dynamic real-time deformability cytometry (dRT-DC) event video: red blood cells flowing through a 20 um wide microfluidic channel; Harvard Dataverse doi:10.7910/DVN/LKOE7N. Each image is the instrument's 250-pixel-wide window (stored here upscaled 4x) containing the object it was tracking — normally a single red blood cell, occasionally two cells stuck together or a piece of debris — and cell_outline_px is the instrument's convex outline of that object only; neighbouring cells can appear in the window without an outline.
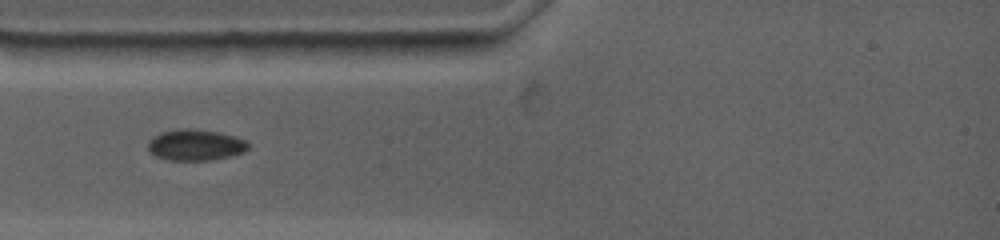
{"species": "common noctule bat (a hibernating species)", "species_latin": "Nyctalus noctula", "temperature_condition": "warm", "stored_images_in_passage": 55, "camera_frame_rate_fps": 4500, "um_per_image_px": 0.085, "animal": {"sex": "female", "body_mass_g": 19.0, "forearm_length_mm": 53.3}, "frame": {"image": 1, "passage_image": 1, "time_ms": 0.0, "image_size_px": [1000, 240], "cell_outline_px": [[248, 148], [244, 152], [212, 160], [168, 160], [156, 156], [148, 148], [148, 140], [152, 136], [160, 132], [184, 128], [188, 128], [220, 132], [244, 140], [248, 144]], "centroid_in_image_um": [16.58, 12.31], "position_along_channel_um": 68.4, "area_um2": 18.03}}
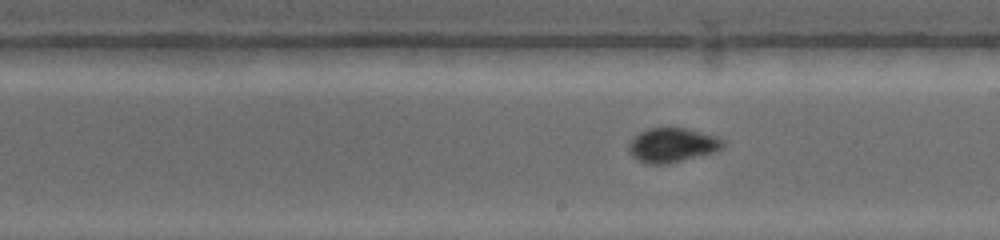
{"frame": {"image": 2, "passage_image": 31, "time_ms": 4.444, "image_size_px": [1000, 240], "cell_outline_px": [[724, 148], [716, 152], [668, 164], [644, 164], [636, 160], [628, 152], [628, 144], [632, 136], [648, 128], [684, 128], [716, 136], [724, 140]], "centroid_in_image_um": [57.11, 12.35], "position_along_channel_um": 231.9, "area_um2": 19.19}}
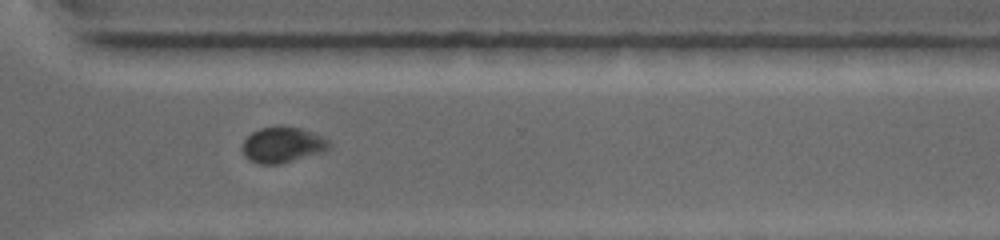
{"frame": {"image": 3, "passage_image": 54, "time_ms": 7.556, "image_size_px": [1000, 240], "cell_outline_px": [[332, 144], [324, 152], [280, 164], [260, 164], [248, 160], [244, 156], [244, 140], [252, 132], [260, 128], [280, 124], [300, 128], [312, 132], [328, 140]], "centroid_in_image_um": [24.02, 12.3], "position_along_channel_um": 346.6, "area_um2": 18.21}}